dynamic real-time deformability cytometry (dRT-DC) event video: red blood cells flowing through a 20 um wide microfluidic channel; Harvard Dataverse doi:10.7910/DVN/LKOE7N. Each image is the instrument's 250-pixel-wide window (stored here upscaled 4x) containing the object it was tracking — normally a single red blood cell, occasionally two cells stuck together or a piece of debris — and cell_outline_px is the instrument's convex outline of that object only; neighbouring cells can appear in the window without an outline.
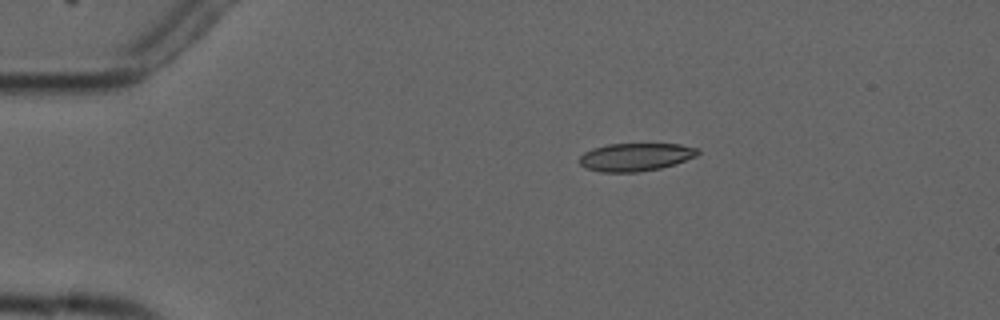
{"species": "common noctule bat (a hibernating species)", "species_latin": "Nyctalus noctula", "temperature_condition": "cold", "stored_images_in_passage": 6, "camera_frame_rate_fps": 3000, "um_per_image_px": 0.085, "animal": {"sex": "male", "forearm_length_mm": 52.5}, "frame": {"image": 1, "passage_image": 3, "time_ms": 3.0, "image_size_px": [1000, 320], "cell_outline_px": [[700, 152], [696, 156], [676, 164], [660, 168], [636, 172], [600, 172], [588, 168], [580, 164], [580, 156], [584, 152], [592, 148], [608, 144], [680, 144], [696, 148]], "centroid_in_image_um": [54.02, 13.34], "position_along_channel_um": 31.0, "area_um2": 19.19}}
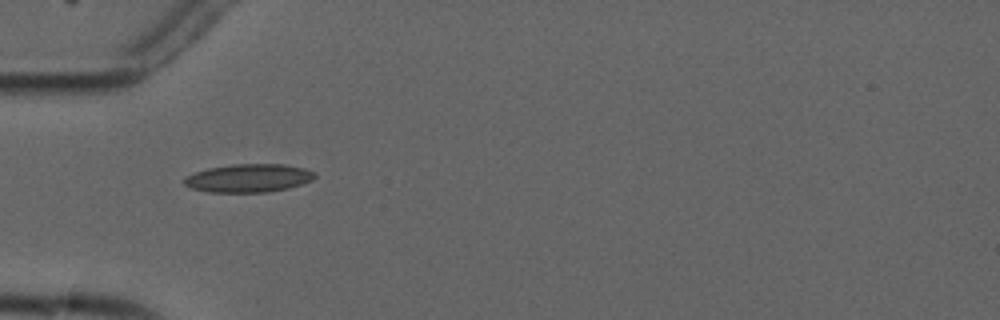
{"frame": {"image": 2, "passage_image": 5, "time_ms": 5.333, "image_size_px": [1000, 320], "cell_outline_px": [[316, 176], [312, 180], [288, 188], [268, 192], [208, 192], [192, 188], [184, 184], [184, 176], [208, 168], [232, 164], [284, 164], [304, 168], [312, 172]], "centroid_in_image_um": [21.11, 15.13], "position_along_channel_um": 63.9, "area_um2": 21.39}}